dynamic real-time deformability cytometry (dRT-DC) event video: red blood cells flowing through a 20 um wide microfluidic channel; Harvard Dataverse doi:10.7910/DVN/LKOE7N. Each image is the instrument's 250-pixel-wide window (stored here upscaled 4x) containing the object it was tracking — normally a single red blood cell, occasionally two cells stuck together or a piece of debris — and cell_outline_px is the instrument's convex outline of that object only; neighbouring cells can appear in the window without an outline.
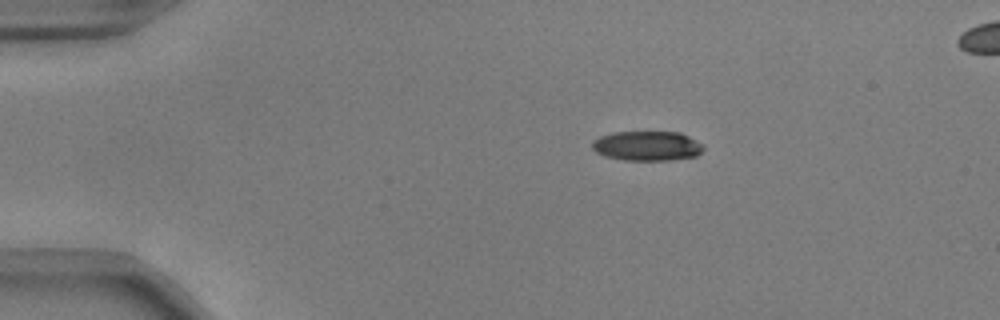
{"species": "common noctule bat (a hibernating species)", "species_latin": "Nyctalus noctula", "temperature_condition": "warm", "stored_images_in_passage": 45, "camera_frame_rate_fps": 3000, "um_per_image_px": 0.085, "animal": {"sex": "male", "body_mass_g": 17.9, "forearm_length_mm": 54.2}, "frame": {"image": 1, "passage_image": 1, "time_ms": 0.0, "image_size_px": [1000, 320], "cell_outline_px": [[704, 148], [696, 156], [672, 160], [624, 160], [604, 156], [596, 152], [592, 148], [592, 140], [600, 136], [616, 132], [680, 132], [704, 144]], "centroid_in_image_um": [55.01, 12.4], "position_along_channel_um": 30.0, "area_um2": 19.31}}
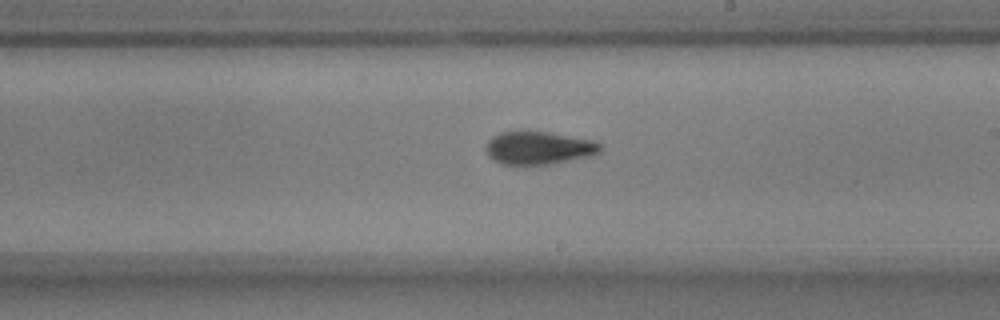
{"frame": {"image": 2, "passage_image": 23, "time_ms": 7.333, "image_size_px": [1000, 320], "cell_outline_px": [[600, 152], [592, 156], [552, 164], [500, 164], [492, 160], [488, 156], [484, 148], [488, 140], [492, 136], [500, 132], [524, 128], [548, 132], [592, 140], [600, 144]], "centroid_in_image_um": [45.72, 12.54], "position_along_channel_um": 243.3, "area_um2": 22.66}}
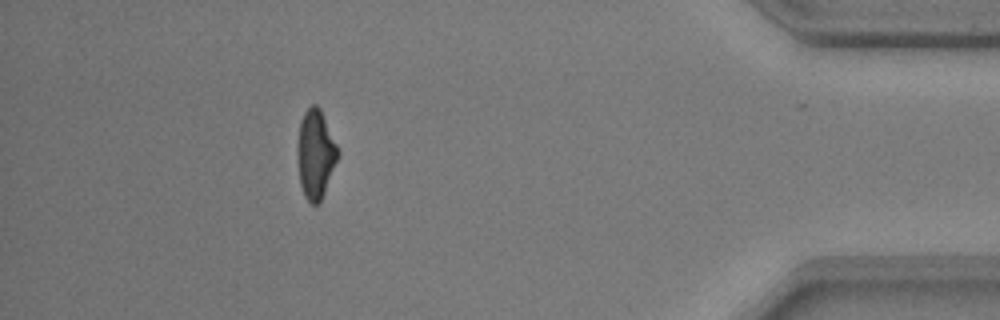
{"frame": {"image": 3, "passage_image": 40, "time_ms": 13.0, "image_size_px": [1000, 320], "cell_outline_px": [[340, 152], [320, 204], [312, 204], [304, 196], [300, 184], [296, 152], [296, 144], [300, 120], [304, 112], [312, 104], [316, 104], [320, 108]], "centroid_in_image_um": [26.8, 13.1], "position_along_channel_um": 408.4, "area_um2": 21.15}, "authors_computed_cell_mechanics": {"area_um2": 21.386, "velocity_mm_per_s": 3.7423, "shape_relaxation_time_tau1_ms": 3.8713, "shape_relaxation_time_tau2_ms": 2.6254, "deformation_change_tau1": 0.1933, "deformation_change_tau2": 0.1081}}